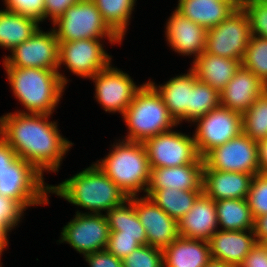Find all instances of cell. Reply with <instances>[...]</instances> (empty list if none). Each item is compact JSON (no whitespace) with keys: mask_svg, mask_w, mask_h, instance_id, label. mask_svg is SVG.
I'll return each mask as SVG.
<instances>
[{"mask_svg":"<svg viewBox=\"0 0 267 267\" xmlns=\"http://www.w3.org/2000/svg\"><path fill=\"white\" fill-rule=\"evenodd\" d=\"M49 116L16 111L0 117V136L42 175L45 170L58 171L62 157L73 145L62 137L56 122L48 121Z\"/></svg>","mask_w":267,"mask_h":267,"instance_id":"6da1fadb","label":"cell"},{"mask_svg":"<svg viewBox=\"0 0 267 267\" xmlns=\"http://www.w3.org/2000/svg\"><path fill=\"white\" fill-rule=\"evenodd\" d=\"M50 192L94 214H100L101 210L107 213L128 199L96 163L58 186L51 185Z\"/></svg>","mask_w":267,"mask_h":267,"instance_id":"7a4b0ae2","label":"cell"},{"mask_svg":"<svg viewBox=\"0 0 267 267\" xmlns=\"http://www.w3.org/2000/svg\"><path fill=\"white\" fill-rule=\"evenodd\" d=\"M3 65L14 96L28 113L52 115L64 92L67 78L58 70Z\"/></svg>","mask_w":267,"mask_h":267,"instance_id":"3957f363","label":"cell"},{"mask_svg":"<svg viewBox=\"0 0 267 267\" xmlns=\"http://www.w3.org/2000/svg\"><path fill=\"white\" fill-rule=\"evenodd\" d=\"M109 154L98 161V167L126 194L138 196L146 192L150 180V166L143 143L122 140Z\"/></svg>","mask_w":267,"mask_h":267,"instance_id":"277c9868","label":"cell"},{"mask_svg":"<svg viewBox=\"0 0 267 267\" xmlns=\"http://www.w3.org/2000/svg\"><path fill=\"white\" fill-rule=\"evenodd\" d=\"M122 116L129 129L124 140L139 143L168 132L178 124L170 115L160 94L149 82L135 93Z\"/></svg>","mask_w":267,"mask_h":267,"instance_id":"5b68a950","label":"cell"},{"mask_svg":"<svg viewBox=\"0 0 267 267\" xmlns=\"http://www.w3.org/2000/svg\"><path fill=\"white\" fill-rule=\"evenodd\" d=\"M53 25L59 43L82 39L107 38L111 44L121 39L104 21L93 0H80L69 6Z\"/></svg>","mask_w":267,"mask_h":267,"instance_id":"8992f818","label":"cell"},{"mask_svg":"<svg viewBox=\"0 0 267 267\" xmlns=\"http://www.w3.org/2000/svg\"><path fill=\"white\" fill-rule=\"evenodd\" d=\"M28 161L17 157L0 177V194L17 201L24 209L47 204L50 186Z\"/></svg>","mask_w":267,"mask_h":267,"instance_id":"52a82bcc","label":"cell"},{"mask_svg":"<svg viewBox=\"0 0 267 267\" xmlns=\"http://www.w3.org/2000/svg\"><path fill=\"white\" fill-rule=\"evenodd\" d=\"M251 36L248 15L239 6L227 19L207 29L205 51L211 55L242 60Z\"/></svg>","mask_w":267,"mask_h":267,"instance_id":"ba28073f","label":"cell"},{"mask_svg":"<svg viewBox=\"0 0 267 267\" xmlns=\"http://www.w3.org/2000/svg\"><path fill=\"white\" fill-rule=\"evenodd\" d=\"M258 154V142L242 132L209 151L203 157L204 168L256 175L260 173Z\"/></svg>","mask_w":267,"mask_h":267,"instance_id":"9c48e42d","label":"cell"},{"mask_svg":"<svg viewBox=\"0 0 267 267\" xmlns=\"http://www.w3.org/2000/svg\"><path fill=\"white\" fill-rule=\"evenodd\" d=\"M194 122H198L193 137L201 158L242 133V114L223 106L211 110Z\"/></svg>","mask_w":267,"mask_h":267,"instance_id":"30bf717a","label":"cell"},{"mask_svg":"<svg viewBox=\"0 0 267 267\" xmlns=\"http://www.w3.org/2000/svg\"><path fill=\"white\" fill-rule=\"evenodd\" d=\"M109 235L110 229L105 215L77 211L75 218L63 227L59 243L67 242L85 256L106 250Z\"/></svg>","mask_w":267,"mask_h":267,"instance_id":"8fae6325","label":"cell"},{"mask_svg":"<svg viewBox=\"0 0 267 267\" xmlns=\"http://www.w3.org/2000/svg\"><path fill=\"white\" fill-rule=\"evenodd\" d=\"M150 167H174L194 163L200 156L194 137L168 131L147 139L144 143Z\"/></svg>","mask_w":267,"mask_h":267,"instance_id":"7c38bea8","label":"cell"},{"mask_svg":"<svg viewBox=\"0 0 267 267\" xmlns=\"http://www.w3.org/2000/svg\"><path fill=\"white\" fill-rule=\"evenodd\" d=\"M10 52L12 55L5 56L3 61L8 67L58 70L59 41L54 30L45 33L39 28Z\"/></svg>","mask_w":267,"mask_h":267,"instance_id":"4fadbf2b","label":"cell"},{"mask_svg":"<svg viewBox=\"0 0 267 267\" xmlns=\"http://www.w3.org/2000/svg\"><path fill=\"white\" fill-rule=\"evenodd\" d=\"M101 39H82L59 43V66L66 65L75 75L93 77L111 63V56L105 52Z\"/></svg>","mask_w":267,"mask_h":267,"instance_id":"5bb4252c","label":"cell"},{"mask_svg":"<svg viewBox=\"0 0 267 267\" xmlns=\"http://www.w3.org/2000/svg\"><path fill=\"white\" fill-rule=\"evenodd\" d=\"M110 65L90 79L95 82V98L104 110L123 115L142 85L138 87L127 73Z\"/></svg>","mask_w":267,"mask_h":267,"instance_id":"9a60e30c","label":"cell"},{"mask_svg":"<svg viewBox=\"0 0 267 267\" xmlns=\"http://www.w3.org/2000/svg\"><path fill=\"white\" fill-rule=\"evenodd\" d=\"M134 207L146 230L148 245L163 250L179 237L178 222L148 196H134Z\"/></svg>","mask_w":267,"mask_h":267,"instance_id":"2e32d148","label":"cell"},{"mask_svg":"<svg viewBox=\"0 0 267 267\" xmlns=\"http://www.w3.org/2000/svg\"><path fill=\"white\" fill-rule=\"evenodd\" d=\"M204 161L199 157L194 163L174 167H150V180L146 196L155 190H202Z\"/></svg>","mask_w":267,"mask_h":267,"instance_id":"e0dca14e","label":"cell"},{"mask_svg":"<svg viewBox=\"0 0 267 267\" xmlns=\"http://www.w3.org/2000/svg\"><path fill=\"white\" fill-rule=\"evenodd\" d=\"M166 38L175 52L194 54L196 59L206 49L207 29L174 10L166 23Z\"/></svg>","mask_w":267,"mask_h":267,"instance_id":"ac0fdd59","label":"cell"},{"mask_svg":"<svg viewBox=\"0 0 267 267\" xmlns=\"http://www.w3.org/2000/svg\"><path fill=\"white\" fill-rule=\"evenodd\" d=\"M266 89L267 85L241 66L219 92L220 106L243 114Z\"/></svg>","mask_w":267,"mask_h":267,"instance_id":"d6986e66","label":"cell"},{"mask_svg":"<svg viewBox=\"0 0 267 267\" xmlns=\"http://www.w3.org/2000/svg\"><path fill=\"white\" fill-rule=\"evenodd\" d=\"M253 178V174L204 168L202 192L214 201L246 199Z\"/></svg>","mask_w":267,"mask_h":267,"instance_id":"ffe728a7","label":"cell"},{"mask_svg":"<svg viewBox=\"0 0 267 267\" xmlns=\"http://www.w3.org/2000/svg\"><path fill=\"white\" fill-rule=\"evenodd\" d=\"M217 225L216 203L202 192L178 222V233L181 237L209 241Z\"/></svg>","mask_w":267,"mask_h":267,"instance_id":"44dd1931","label":"cell"},{"mask_svg":"<svg viewBox=\"0 0 267 267\" xmlns=\"http://www.w3.org/2000/svg\"><path fill=\"white\" fill-rule=\"evenodd\" d=\"M248 232V234L246 233ZM210 256L239 267L257 241L253 230L225 231L217 230L208 241Z\"/></svg>","mask_w":267,"mask_h":267,"instance_id":"7402d4cb","label":"cell"},{"mask_svg":"<svg viewBox=\"0 0 267 267\" xmlns=\"http://www.w3.org/2000/svg\"><path fill=\"white\" fill-rule=\"evenodd\" d=\"M240 0H179L176 10L205 29L214 28L227 19Z\"/></svg>","mask_w":267,"mask_h":267,"instance_id":"603a6c76","label":"cell"},{"mask_svg":"<svg viewBox=\"0 0 267 267\" xmlns=\"http://www.w3.org/2000/svg\"><path fill=\"white\" fill-rule=\"evenodd\" d=\"M196 79V74L190 68L189 73L171 78L164 85L157 86L148 81L160 94L170 115L178 124L183 120L189 122L190 89Z\"/></svg>","mask_w":267,"mask_h":267,"instance_id":"cb8c5ba5","label":"cell"},{"mask_svg":"<svg viewBox=\"0 0 267 267\" xmlns=\"http://www.w3.org/2000/svg\"><path fill=\"white\" fill-rule=\"evenodd\" d=\"M162 251L164 267H204L211 259L208 241L181 236Z\"/></svg>","mask_w":267,"mask_h":267,"instance_id":"d4e9b609","label":"cell"},{"mask_svg":"<svg viewBox=\"0 0 267 267\" xmlns=\"http://www.w3.org/2000/svg\"><path fill=\"white\" fill-rule=\"evenodd\" d=\"M241 61L240 59L211 55L204 51L193 60L191 69L196 74L197 79L220 92L240 69Z\"/></svg>","mask_w":267,"mask_h":267,"instance_id":"484cf974","label":"cell"},{"mask_svg":"<svg viewBox=\"0 0 267 267\" xmlns=\"http://www.w3.org/2000/svg\"><path fill=\"white\" fill-rule=\"evenodd\" d=\"M38 24L39 22L31 17L0 10V47L13 50L39 29Z\"/></svg>","mask_w":267,"mask_h":267,"instance_id":"4316f807","label":"cell"},{"mask_svg":"<svg viewBox=\"0 0 267 267\" xmlns=\"http://www.w3.org/2000/svg\"><path fill=\"white\" fill-rule=\"evenodd\" d=\"M105 216L110 231H120V236L135 237L140 245H148L146 230L134 207V196L112 208Z\"/></svg>","mask_w":267,"mask_h":267,"instance_id":"83f0119b","label":"cell"},{"mask_svg":"<svg viewBox=\"0 0 267 267\" xmlns=\"http://www.w3.org/2000/svg\"><path fill=\"white\" fill-rule=\"evenodd\" d=\"M218 224L225 231L253 230L254 217L246 199L215 201Z\"/></svg>","mask_w":267,"mask_h":267,"instance_id":"f1b7e54d","label":"cell"},{"mask_svg":"<svg viewBox=\"0 0 267 267\" xmlns=\"http://www.w3.org/2000/svg\"><path fill=\"white\" fill-rule=\"evenodd\" d=\"M202 190L158 189L149 198L177 222L190 211Z\"/></svg>","mask_w":267,"mask_h":267,"instance_id":"f546056e","label":"cell"},{"mask_svg":"<svg viewBox=\"0 0 267 267\" xmlns=\"http://www.w3.org/2000/svg\"><path fill=\"white\" fill-rule=\"evenodd\" d=\"M137 0H93L102 18L122 39Z\"/></svg>","mask_w":267,"mask_h":267,"instance_id":"4dcf8cb0","label":"cell"},{"mask_svg":"<svg viewBox=\"0 0 267 267\" xmlns=\"http://www.w3.org/2000/svg\"><path fill=\"white\" fill-rule=\"evenodd\" d=\"M242 132L256 142L267 138V89L242 114Z\"/></svg>","mask_w":267,"mask_h":267,"instance_id":"1f68e13d","label":"cell"},{"mask_svg":"<svg viewBox=\"0 0 267 267\" xmlns=\"http://www.w3.org/2000/svg\"><path fill=\"white\" fill-rule=\"evenodd\" d=\"M220 106L219 91L209 84L196 79L190 89L189 121L194 122Z\"/></svg>","mask_w":267,"mask_h":267,"instance_id":"d6a6232c","label":"cell"},{"mask_svg":"<svg viewBox=\"0 0 267 267\" xmlns=\"http://www.w3.org/2000/svg\"><path fill=\"white\" fill-rule=\"evenodd\" d=\"M241 63L267 85V39L251 36Z\"/></svg>","mask_w":267,"mask_h":267,"instance_id":"836d02e7","label":"cell"},{"mask_svg":"<svg viewBox=\"0 0 267 267\" xmlns=\"http://www.w3.org/2000/svg\"><path fill=\"white\" fill-rule=\"evenodd\" d=\"M247 13L252 36L267 39V0H240Z\"/></svg>","mask_w":267,"mask_h":267,"instance_id":"e575fe53","label":"cell"},{"mask_svg":"<svg viewBox=\"0 0 267 267\" xmlns=\"http://www.w3.org/2000/svg\"><path fill=\"white\" fill-rule=\"evenodd\" d=\"M123 267H164L162 249L141 245L122 259Z\"/></svg>","mask_w":267,"mask_h":267,"instance_id":"d590c367","label":"cell"},{"mask_svg":"<svg viewBox=\"0 0 267 267\" xmlns=\"http://www.w3.org/2000/svg\"><path fill=\"white\" fill-rule=\"evenodd\" d=\"M246 200L254 218L267 214V174L254 175Z\"/></svg>","mask_w":267,"mask_h":267,"instance_id":"8d00e7d4","label":"cell"},{"mask_svg":"<svg viewBox=\"0 0 267 267\" xmlns=\"http://www.w3.org/2000/svg\"><path fill=\"white\" fill-rule=\"evenodd\" d=\"M6 9L37 20L44 21L45 0H4Z\"/></svg>","mask_w":267,"mask_h":267,"instance_id":"74e56055","label":"cell"},{"mask_svg":"<svg viewBox=\"0 0 267 267\" xmlns=\"http://www.w3.org/2000/svg\"><path fill=\"white\" fill-rule=\"evenodd\" d=\"M141 246L135 237L120 236V231H110L106 250L123 259Z\"/></svg>","mask_w":267,"mask_h":267,"instance_id":"f35d334b","label":"cell"},{"mask_svg":"<svg viewBox=\"0 0 267 267\" xmlns=\"http://www.w3.org/2000/svg\"><path fill=\"white\" fill-rule=\"evenodd\" d=\"M25 209L15 200L0 194V224L9 232L18 225Z\"/></svg>","mask_w":267,"mask_h":267,"instance_id":"ab89813d","label":"cell"},{"mask_svg":"<svg viewBox=\"0 0 267 267\" xmlns=\"http://www.w3.org/2000/svg\"><path fill=\"white\" fill-rule=\"evenodd\" d=\"M90 267H123L122 259L107 250L96 251L84 256Z\"/></svg>","mask_w":267,"mask_h":267,"instance_id":"60d3db41","label":"cell"},{"mask_svg":"<svg viewBox=\"0 0 267 267\" xmlns=\"http://www.w3.org/2000/svg\"><path fill=\"white\" fill-rule=\"evenodd\" d=\"M239 267H267V244L256 243Z\"/></svg>","mask_w":267,"mask_h":267,"instance_id":"b9f144b4","label":"cell"},{"mask_svg":"<svg viewBox=\"0 0 267 267\" xmlns=\"http://www.w3.org/2000/svg\"><path fill=\"white\" fill-rule=\"evenodd\" d=\"M80 0H45L44 4V20L50 17L53 23L59 19L65 10L72 5H75Z\"/></svg>","mask_w":267,"mask_h":267,"instance_id":"7bdbcfd3","label":"cell"},{"mask_svg":"<svg viewBox=\"0 0 267 267\" xmlns=\"http://www.w3.org/2000/svg\"><path fill=\"white\" fill-rule=\"evenodd\" d=\"M17 157L13 148L0 136V177Z\"/></svg>","mask_w":267,"mask_h":267,"instance_id":"ee69618b","label":"cell"},{"mask_svg":"<svg viewBox=\"0 0 267 267\" xmlns=\"http://www.w3.org/2000/svg\"><path fill=\"white\" fill-rule=\"evenodd\" d=\"M253 232L257 243L267 244V214L254 218Z\"/></svg>","mask_w":267,"mask_h":267,"instance_id":"f6af8a7d","label":"cell"},{"mask_svg":"<svg viewBox=\"0 0 267 267\" xmlns=\"http://www.w3.org/2000/svg\"><path fill=\"white\" fill-rule=\"evenodd\" d=\"M260 173L267 174V138L258 142Z\"/></svg>","mask_w":267,"mask_h":267,"instance_id":"bcb514c9","label":"cell"},{"mask_svg":"<svg viewBox=\"0 0 267 267\" xmlns=\"http://www.w3.org/2000/svg\"><path fill=\"white\" fill-rule=\"evenodd\" d=\"M8 230L0 224V254H2V251L6 248L8 245Z\"/></svg>","mask_w":267,"mask_h":267,"instance_id":"7dc6e473","label":"cell"},{"mask_svg":"<svg viewBox=\"0 0 267 267\" xmlns=\"http://www.w3.org/2000/svg\"><path fill=\"white\" fill-rule=\"evenodd\" d=\"M204 267H236V266L211 258Z\"/></svg>","mask_w":267,"mask_h":267,"instance_id":"c3c4849f","label":"cell"}]
</instances>
